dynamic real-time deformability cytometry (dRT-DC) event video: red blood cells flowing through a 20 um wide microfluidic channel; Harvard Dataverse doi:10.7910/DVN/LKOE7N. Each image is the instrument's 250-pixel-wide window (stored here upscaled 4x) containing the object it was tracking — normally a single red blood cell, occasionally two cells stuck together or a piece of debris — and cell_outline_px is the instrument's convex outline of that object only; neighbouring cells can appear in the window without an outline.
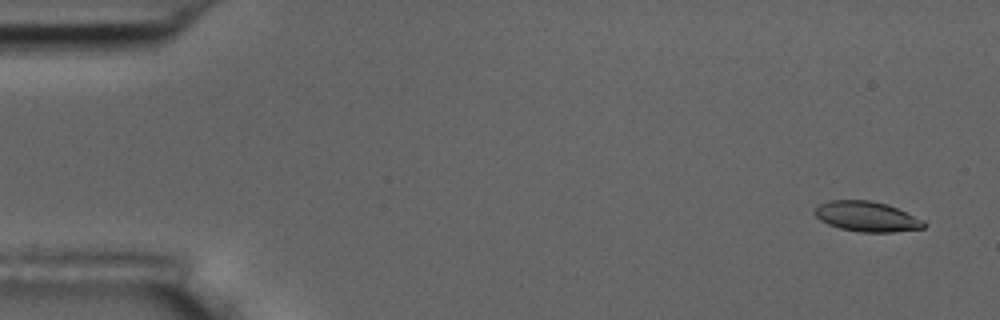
{"species": "common noctule bat (a hibernating species)", "species_latin": "Nyctalus noctula", "temperature_condition": "room temperature", "stored_images_in_passage": 5, "camera_frame_rate_fps": 3000, "um_per_image_px": 0.085, "animal": {"sex": "male", "body_mass_g": 17.5, "forearm_length_mm": 52.3}, "frame": {"image": 1, "passage_image": 1, "time_ms": 0.0, "image_size_px": [1000, 320], "cell_outline_px": [[928, 224], [924, 228], [892, 232], [860, 232], [840, 228], [828, 224], [820, 220], [816, 216], [816, 208], [820, 204], [828, 200], [872, 200], [888, 204], [924, 220]], "centroid_in_image_um": [73.71, 18.4], "position_along_channel_um": 11.3, "area_um2": 19.19}}
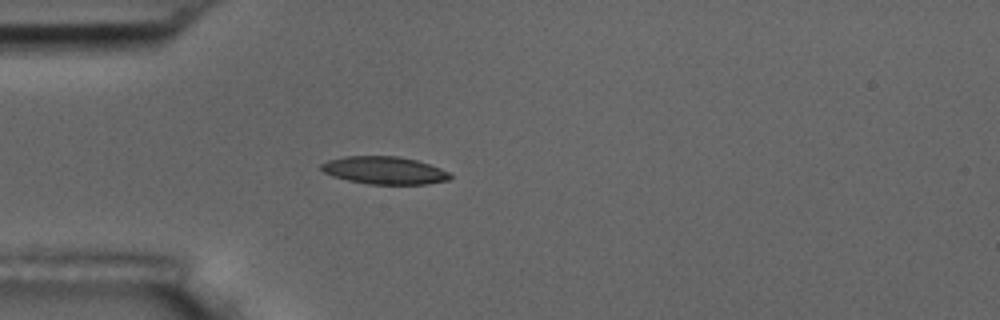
{"frame": {"image": 2, "passage_image": 5, "time_ms": 4.333, "image_size_px": [1000, 320], "cell_outline_px": [[452, 176], [448, 180], [428, 184], [368, 184], [348, 180], [332, 176], [324, 172], [320, 168], [320, 164], [328, 160], [344, 156], [396, 156], [416, 160], [440, 168], [448, 172]], "centroid_in_image_um": [32.64, 14.48], "position_along_channel_um": 52.4, "area_um2": 20.69}}